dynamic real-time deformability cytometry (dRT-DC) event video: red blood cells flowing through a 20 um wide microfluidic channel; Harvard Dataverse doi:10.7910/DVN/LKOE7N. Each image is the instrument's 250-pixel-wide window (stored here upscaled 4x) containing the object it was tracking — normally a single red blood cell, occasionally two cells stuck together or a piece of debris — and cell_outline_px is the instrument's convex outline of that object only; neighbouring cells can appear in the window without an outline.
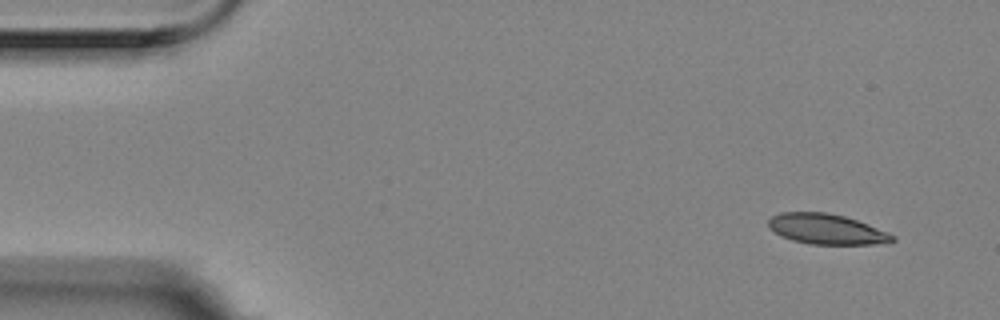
{"species": "Egyptian fruit bat (a non-hibernating species)", "species_latin": "Rousettus aegyptiacus", "temperature_condition": "room temperature", "stored_images_in_passage": 8, "camera_frame_rate_fps": 3000, "um_per_image_px": 0.085, "animal": {"sex": "female"}, "frame": {"image": 1, "passage_image": 1, "time_ms": 0.0, "image_size_px": [1000, 320], "cell_outline_px": [[896, 240], [888, 244], [812, 244], [792, 240], [768, 228], [768, 220], [772, 216], [780, 212], [828, 212], [844, 216], [868, 224], [888, 232], [896, 236]], "centroid_in_image_um": [70.3, 19.47], "position_along_channel_um": 14.7, "area_um2": 21.96}}
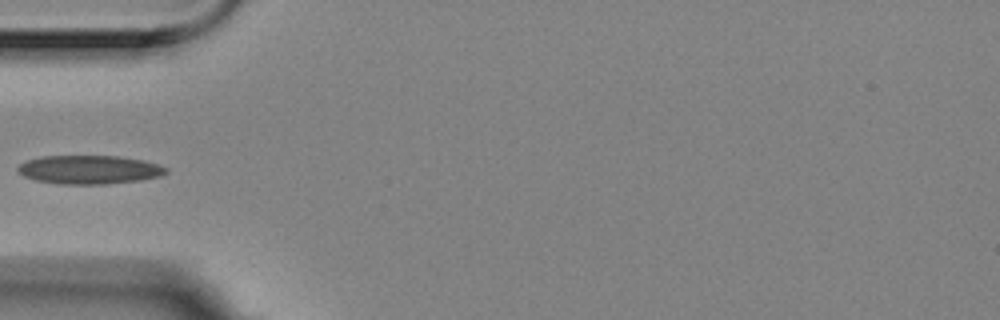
{"frame": {"image": 2, "passage_image": 5, "time_ms": 1.333, "image_size_px": [1000, 320], "cell_outline_px": [[168, 172], [160, 176], [140, 180], [104, 184], [56, 184], [36, 180], [24, 176], [16, 172], [16, 168], [24, 160], [40, 156], [116, 156], [144, 160], [168, 168]], "centroid_in_image_um": [7.53, 14.42], "position_along_channel_um": 77.5, "area_um2": 24.91}}
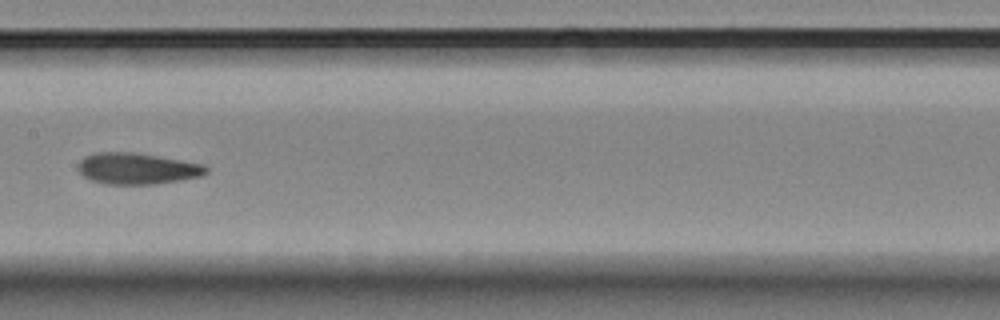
{"frame": {"image": 3, "passage_image": 8, "time_ms": 2.333, "image_size_px": [1000, 320], "cell_outline_px": [[208, 172], [200, 176], [180, 180], [156, 184], [104, 184], [92, 180], [84, 176], [76, 168], [80, 160], [84, 156], [96, 152], [136, 152], [204, 164], [208, 168]], "centroid_in_image_um": [11.64, 14.32], "position_along_channel_um": 195.8, "area_um2": 23.47}}